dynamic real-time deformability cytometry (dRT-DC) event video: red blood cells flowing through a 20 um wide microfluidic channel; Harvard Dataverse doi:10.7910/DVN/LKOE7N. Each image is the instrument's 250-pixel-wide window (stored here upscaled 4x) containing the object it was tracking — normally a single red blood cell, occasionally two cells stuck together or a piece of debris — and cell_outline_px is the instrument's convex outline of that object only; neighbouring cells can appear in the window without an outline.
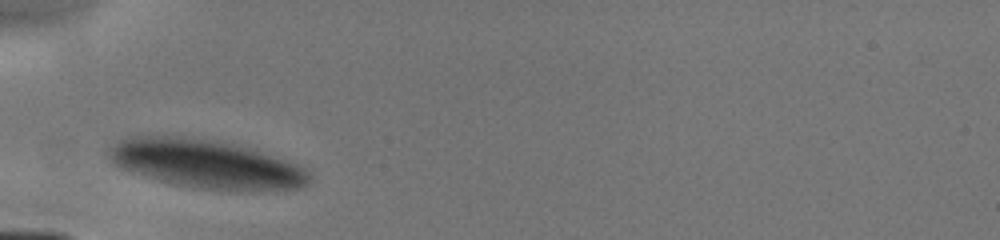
{"species": "human", "species_latin": "Homo sapiens", "temperature_condition": "cold", "stored_images_in_passage": 52, "camera_frame_rate_fps": 3000, "um_per_image_px": 0.085, "donor": {"sex": "male"}, "frame": {"image": 1, "passage_image": 1, "time_ms": 0.0, "image_size_px": [1000, 240], "cell_outline_px": [[312, 180], [308, 184], [300, 188], [260, 192], [248, 192], [196, 188], [176, 184], [120, 168], [108, 156], [108, 152], [120, 140], [128, 136], [184, 136], [232, 144], [260, 152], [296, 164], [304, 168], [312, 176]], "centroid_in_image_um": [17.6, 13.97], "position_along_channel_um": 67.4, "area_um2": 56.3}}
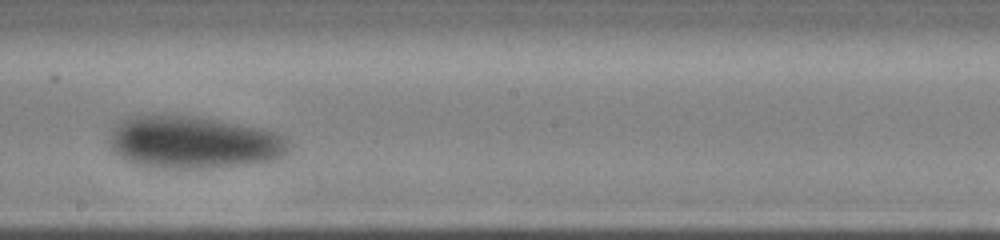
{"frame": {"image": 2, "passage_image": 29, "time_ms": 4.0, "image_size_px": [1000, 240], "cell_outline_px": [[292, 144], [288, 152], [272, 160], [260, 164], [212, 168], [148, 168], [124, 160], [112, 148], [112, 128], [120, 120], [128, 116], [196, 116], [264, 128], [276, 132], [284, 136]], "centroid_in_image_um": [16.52, 12.12], "position_along_channel_um": 231.7, "area_um2": 55.37}}
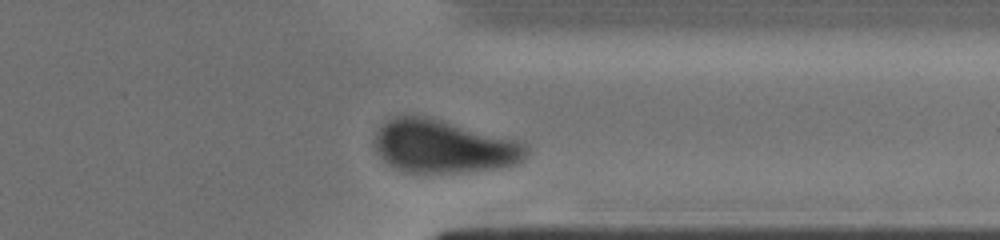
{"frame": {"image": 3, "passage_image": 45, "time_ms": 7.333, "image_size_px": [1000, 240], "cell_outline_px": [[532, 152], [520, 164], [504, 168], [472, 172], [400, 172], [388, 164], [380, 156], [376, 148], [376, 132], [392, 116], [424, 116], [520, 140], [528, 144]], "centroid_in_image_um": [37.83, 12.48], "position_along_channel_um": 373.6, "area_um2": 47.45}}